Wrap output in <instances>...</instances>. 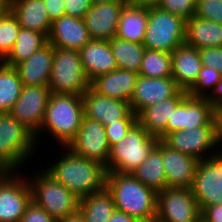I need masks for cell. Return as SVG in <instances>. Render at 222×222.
<instances>
[{"mask_svg":"<svg viewBox=\"0 0 222 222\" xmlns=\"http://www.w3.org/2000/svg\"><path fill=\"white\" fill-rule=\"evenodd\" d=\"M57 162L44 169L79 199L102 190L106 185V168L101 162L80 157L65 147Z\"/></svg>","mask_w":222,"mask_h":222,"instance_id":"1","label":"cell"},{"mask_svg":"<svg viewBox=\"0 0 222 222\" xmlns=\"http://www.w3.org/2000/svg\"><path fill=\"white\" fill-rule=\"evenodd\" d=\"M105 187L113 197L116 210L139 221L155 219L157 193L132 174L107 172Z\"/></svg>","mask_w":222,"mask_h":222,"instance_id":"2","label":"cell"},{"mask_svg":"<svg viewBox=\"0 0 222 222\" xmlns=\"http://www.w3.org/2000/svg\"><path fill=\"white\" fill-rule=\"evenodd\" d=\"M83 117L82 96L51 93L41 129L35 135L37 146L40 135L48 131L62 147H67L76 136Z\"/></svg>","mask_w":222,"mask_h":222,"instance_id":"3","label":"cell"},{"mask_svg":"<svg viewBox=\"0 0 222 222\" xmlns=\"http://www.w3.org/2000/svg\"><path fill=\"white\" fill-rule=\"evenodd\" d=\"M36 144L30 130L10 113H0V172H17L34 154Z\"/></svg>","mask_w":222,"mask_h":222,"instance_id":"4","label":"cell"},{"mask_svg":"<svg viewBox=\"0 0 222 222\" xmlns=\"http://www.w3.org/2000/svg\"><path fill=\"white\" fill-rule=\"evenodd\" d=\"M158 141L159 138L149 134L137 121L120 142L110 146L106 171L131 174L145 161Z\"/></svg>","mask_w":222,"mask_h":222,"instance_id":"5","label":"cell"},{"mask_svg":"<svg viewBox=\"0 0 222 222\" xmlns=\"http://www.w3.org/2000/svg\"><path fill=\"white\" fill-rule=\"evenodd\" d=\"M27 178L32 191V201L57 221L78 212L79 198L56 181L44 169ZM37 174V175H36ZM32 180V181H31Z\"/></svg>","mask_w":222,"mask_h":222,"instance_id":"6","label":"cell"},{"mask_svg":"<svg viewBox=\"0 0 222 222\" xmlns=\"http://www.w3.org/2000/svg\"><path fill=\"white\" fill-rule=\"evenodd\" d=\"M48 87L51 93L82 96L90 87L79 51L54 48Z\"/></svg>","mask_w":222,"mask_h":222,"instance_id":"7","label":"cell"},{"mask_svg":"<svg viewBox=\"0 0 222 222\" xmlns=\"http://www.w3.org/2000/svg\"><path fill=\"white\" fill-rule=\"evenodd\" d=\"M186 21L162 10L158 6L149 7L147 28L143 45L146 49L172 53L184 44Z\"/></svg>","mask_w":222,"mask_h":222,"instance_id":"8","label":"cell"},{"mask_svg":"<svg viewBox=\"0 0 222 222\" xmlns=\"http://www.w3.org/2000/svg\"><path fill=\"white\" fill-rule=\"evenodd\" d=\"M159 222H201V209L190 188H165L157 193Z\"/></svg>","mask_w":222,"mask_h":222,"instance_id":"9","label":"cell"},{"mask_svg":"<svg viewBox=\"0 0 222 222\" xmlns=\"http://www.w3.org/2000/svg\"><path fill=\"white\" fill-rule=\"evenodd\" d=\"M19 175V172H0V222H20L32 201L28 179Z\"/></svg>","mask_w":222,"mask_h":222,"instance_id":"10","label":"cell"},{"mask_svg":"<svg viewBox=\"0 0 222 222\" xmlns=\"http://www.w3.org/2000/svg\"><path fill=\"white\" fill-rule=\"evenodd\" d=\"M191 190L201 211L222 204V154L199 161Z\"/></svg>","mask_w":222,"mask_h":222,"instance_id":"11","label":"cell"},{"mask_svg":"<svg viewBox=\"0 0 222 222\" xmlns=\"http://www.w3.org/2000/svg\"><path fill=\"white\" fill-rule=\"evenodd\" d=\"M67 148L80 157L96 160L106 165L110 145L105 133V126L101 122L84 116L76 136Z\"/></svg>","mask_w":222,"mask_h":222,"instance_id":"12","label":"cell"},{"mask_svg":"<svg viewBox=\"0 0 222 222\" xmlns=\"http://www.w3.org/2000/svg\"><path fill=\"white\" fill-rule=\"evenodd\" d=\"M50 94L48 86H23L10 114L36 135L41 129Z\"/></svg>","mask_w":222,"mask_h":222,"instance_id":"13","label":"cell"},{"mask_svg":"<svg viewBox=\"0 0 222 222\" xmlns=\"http://www.w3.org/2000/svg\"><path fill=\"white\" fill-rule=\"evenodd\" d=\"M204 125H214L213 107L205 97L187 95L167 120L166 130L158 137L163 140L178 130H189Z\"/></svg>","mask_w":222,"mask_h":222,"instance_id":"14","label":"cell"},{"mask_svg":"<svg viewBox=\"0 0 222 222\" xmlns=\"http://www.w3.org/2000/svg\"><path fill=\"white\" fill-rule=\"evenodd\" d=\"M162 141L170 148L191 155L199 161L219 154V151L211 152L212 149H218L215 143L214 125L178 130L168 134Z\"/></svg>","mask_w":222,"mask_h":222,"instance_id":"15","label":"cell"},{"mask_svg":"<svg viewBox=\"0 0 222 222\" xmlns=\"http://www.w3.org/2000/svg\"><path fill=\"white\" fill-rule=\"evenodd\" d=\"M126 0L93 4L84 17L91 40H111L116 36Z\"/></svg>","mask_w":222,"mask_h":222,"instance_id":"16","label":"cell"},{"mask_svg":"<svg viewBox=\"0 0 222 222\" xmlns=\"http://www.w3.org/2000/svg\"><path fill=\"white\" fill-rule=\"evenodd\" d=\"M179 90L172 77L150 78L139 75L129 103L131 111L138 115L144 108L172 98Z\"/></svg>","mask_w":222,"mask_h":222,"instance_id":"17","label":"cell"},{"mask_svg":"<svg viewBox=\"0 0 222 222\" xmlns=\"http://www.w3.org/2000/svg\"><path fill=\"white\" fill-rule=\"evenodd\" d=\"M199 160L181 153L163 142V167L166 176V188H192Z\"/></svg>","mask_w":222,"mask_h":222,"instance_id":"18","label":"cell"},{"mask_svg":"<svg viewBox=\"0 0 222 222\" xmlns=\"http://www.w3.org/2000/svg\"><path fill=\"white\" fill-rule=\"evenodd\" d=\"M91 40L84 18L61 16L51 24L48 42L54 48L79 51Z\"/></svg>","mask_w":222,"mask_h":222,"instance_id":"19","label":"cell"},{"mask_svg":"<svg viewBox=\"0 0 222 222\" xmlns=\"http://www.w3.org/2000/svg\"><path fill=\"white\" fill-rule=\"evenodd\" d=\"M82 99L84 116L104 126L123 119L131 111L128 102L98 94L91 87L85 91Z\"/></svg>","mask_w":222,"mask_h":222,"instance_id":"20","label":"cell"},{"mask_svg":"<svg viewBox=\"0 0 222 222\" xmlns=\"http://www.w3.org/2000/svg\"><path fill=\"white\" fill-rule=\"evenodd\" d=\"M172 78L180 90L188 91L202 69L199 49L182 44L171 53Z\"/></svg>","mask_w":222,"mask_h":222,"instance_id":"21","label":"cell"},{"mask_svg":"<svg viewBox=\"0 0 222 222\" xmlns=\"http://www.w3.org/2000/svg\"><path fill=\"white\" fill-rule=\"evenodd\" d=\"M54 47L48 42L15 69L23 86H48L53 64Z\"/></svg>","mask_w":222,"mask_h":222,"instance_id":"22","label":"cell"},{"mask_svg":"<svg viewBox=\"0 0 222 222\" xmlns=\"http://www.w3.org/2000/svg\"><path fill=\"white\" fill-rule=\"evenodd\" d=\"M79 53L84 72L90 82L97 76L108 74L118 68L110 40H90Z\"/></svg>","mask_w":222,"mask_h":222,"instance_id":"23","label":"cell"},{"mask_svg":"<svg viewBox=\"0 0 222 222\" xmlns=\"http://www.w3.org/2000/svg\"><path fill=\"white\" fill-rule=\"evenodd\" d=\"M139 74L117 68L108 74L97 76L90 87L98 94L130 103Z\"/></svg>","mask_w":222,"mask_h":222,"instance_id":"24","label":"cell"},{"mask_svg":"<svg viewBox=\"0 0 222 222\" xmlns=\"http://www.w3.org/2000/svg\"><path fill=\"white\" fill-rule=\"evenodd\" d=\"M187 95L186 91L179 90L172 98L144 108L137 115V121L149 134L158 138L166 130L167 120Z\"/></svg>","mask_w":222,"mask_h":222,"instance_id":"25","label":"cell"},{"mask_svg":"<svg viewBox=\"0 0 222 222\" xmlns=\"http://www.w3.org/2000/svg\"><path fill=\"white\" fill-rule=\"evenodd\" d=\"M10 11L21 27L39 31L48 37L52 22L44 0H10Z\"/></svg>","mask_w":222,"mask_h":222,"instance_id":"26","label":"cell"},{"mask_svg":"<svg viewBox=\"0 0 222 222\" xmlns=\"http://www.w3.org/2000/svg\"><path fill=\"white\" fill-rule=\"evenodd\" d=\"M184 43L197 49L222 47V24L194 15L186 20Z\"/></svg>","mask_w":222,"mask_h":222,"instance_id":"27","label":"cell"},{"mask_svg":"<svg viewBox=\"0 0 222 222\" xmlns=\"http://www.w3.org/2000/svg\"><path fill=\"white\" fill-rule=\"evenodd\" d=\"M149 7L126 4L121 11L116 36L119 39L143 44Z\"/></svg>","mask_w":222,"mask_h":222,"instance_id":"28","label":"cell"},{"mask_svg":"<svg viewBox=\"0 0 222 222\" xmlns=\"http://www.w3.org/2000/svg\"><path fill=\"white\" fill-rule=\"evenodd\" d=\"M131 174L156 193L161 192L166 188L162 140L158 141L157 145L152 149L145 161Z\"/></svg>","mask_w":222,"mask_h":222,"instance_id":"29","label":"cell"},{"mask_svg":"<svg viewBox=\"0 0 222 222\" xmlns=\"http://www.w3.org/2000/svg\"><path fill=\"white\" fill-rule=\"evenodd\" d=\"M115 210L113 197L106 187L79 199L78 212L85 222H107Z\"/></svg>","mask_w":222,"mask_h":222,"instance_id":"30","label":"cell"},{"mask_svg":"<svg viewBox=\"0 0 222 222\" xmlns=\"http://www.w3.org/2000/svg\"><path fill=\"white\" fill-rule=\"evenodd\" d=\"M48 43V37L39 31L21 27L15 45L3 62L15 67Z\"/></svg>","mask_w":222,"mask_h":222,"instance_id":"31","label":"cell"},{"mask_svg":"<svg viewBox=\"0 0 222 222\" xmlns=\"http://www.w3.org/2000/svg\"><path fill=\"white\" fill-rule=\"evenodd\" d=\"M111 50L117 67L139 74L144 56L145 46L113 37L110 40Z\"/></svg>","mask_w":222,"mask_h":222,"instance_id":"32","label":"cell"},{"mask_svg":"<svg viewBox=\"0 0 222 222\" xmlns=\"http://www.w3.org/2000/svg\"><path fill=\"white\" fill-rule=\"evenodd\" d=\"M22 88L23 83L15 67L0 61V113H10Z\"/></svg>","mask_w":222,"mask_h":222,"instance_id":"33","label":"cell"},{"mask_svg":"<svg viewBox=\"0 0 222 222\" xmlns=\"http://www.w3.org/2000/svg\"><path fill=\"white\" fill-rule=\"evenodd\" d=\"M139 75L150 78L172 77L171 53L145 49Z\"/></svg>","mask_w":222,"mask_h":222,"instance_id":"34","label":"cell"},{"mask_svg":"<svg viewBox=\"0 0 222 222\" xmlns=\"http://www.w3.org/2000/svg\"><path fill=\"white\" fill-rule=\"evenodd\" d=\"M20 28L17 18L10 10L0 17V61L12 51Z\"/></svg>","mask_w":222,"mask_h":222,"instance_id":"35","label":"cell"},{"mask_svg":"<svg viewBox=\"0 0 222 222\" xmlns=\"http://www.w3.org/2000/svg\"><path fill=\"white\" fill-rule=\"evenodd\" d=\"M221 77L222 74L219 71L202 66L195 84L187 91V93L193 97L207 98L210 94V89L211 92L214 90Z\"/></svg>","mask_w":222,"mask_h":222,"instance_id":"36","label":"cell"},{"mask_svg":"<svg viewBox=\"0 0 222 222\" xmlns=\"http://www.w3.org/2000/svg\"><path fill=\"white\" fill-rule=\"evenodd\" d=\"M137 122V115L130 111L123 119L105 125V133L110 146L120 142Z\"/></svg>","mask_w":222,"mask_h":222,"instance_id":"37","label":"cell"},{"mask_svg":"<svg viewBox=\"0 0 222 222\" xmlns=\"http://www.w3.org/2000/svg\"><path fill=\"white\" fill-rule=\"evenodd\" d=\"M197 0H161L158 7L185 21L195 15Z\"/></svg>","mask_w":222,"mask_h":222,"instance_id":"38","label":"cell"},{"mask_svg":"<svg viewBox=\"0 0 222 222\" xmlns=\"http://www.w3.org/2000/svg\"><path fill=\"white\" fill-rule=\"evenodd\" d=\"M195 16L222 24V0H197Z\"/></svg>","mask_w":222,"mask_h":222,"instance_id":"39","label":"cell"},{"mask_svg":"<svg viewBox=\"0 0 222 222\" xmlns=\"http://www.w3.org/2000/svg\"><path fill=\"white\" fill-rule=\"evenodd\" d=\"M202 65L213 68L222 74V47H207L199 49Z\"/></svg>","mask_w":222,"mask_h":222,"instance_id":"40","label":"cell"},{"mask_svg":"<svg viewBox=\"0 0 222 222\" xmlns=\"http://www.w3.org/2000/svg\"><path fill=\"white\" fill-rule=\"evenodd\" d=\"M20 222H58L33 201L26 207Z\"/></svg>","mask_w":222,"mask_h":222,"instance_id":"41","label":"cell"},{"mask_svg":"<svg viewBox=\"0 0 222 222\" xmlns=\"http://www.w3.org/2000/svg\"><path fill=\"white\" fill-rule=\"evenodd\" d=\"M92 5L91 0H64L65 15L84 18Z\"/></svg>","mask_w":222,"mask_h":222,"instance_id":"42","label":"cell"},{"mask_svg":"<svg viewBox=\"0 0 222 222\" xmlns=\"http://www.w3.org/2000/svg\"><path fill=\"white\" fill-rule=\"evenodd\" d=\"M51 22L65 15L64 0H44Z\"/></svg>","mask_w":222,"mask_h":222,"instance_id":"43","label":"cell"},{"mask_svg":"<svg viewBox=\"0 0 222 222\" xmlns=\"http://www.w3.org/2000/svg\"><path fill=\"white\" fill-rule=\"evenodd\" d=\"M201 222H222V204L205 207L201 211Z\"/></svg>","mask_w":222,"mask_h":222,"instance_id":"44","label":"cell"},{"mask_svg":"<svg viewBox=\"0 0 222 222\" xmlns=\"http://www.w3.org/2000/svg\"><path fill=\"white\" fill-rule=\"evenodd\" d=\"M213 122L216 146H220L222 142V107L213 108ZM219 154H222V150H219Z\"/></svg>","mask_w":222,"mask_h":222,"instance_id":"45","label":"cell"},{"mask_svg":"<svg viewBox=\"0 0 222 222\" xmlns=\"http://www.w3.org/2000/svg\"><path fill=\"white\" fill-rule=\"evenodd\" d=\"M207 100L213 108L222 107V77L214 90L207 96Z\"/></svg>","mask_w":222,"mask_h":222,"instance_id":"46","label":"cell"},{"mask_svg":"<svg viewBox=\"0 0 222 222\" xmlns=\"http://www.w3.org/2000/svg\"><path fill=\"white\" fill-rule=\"evenodd\" d=\"M107 222H140L138 219L127 215L121 211L115 210Z\"/></svg>","mask_w":222,"mask_h":222,"instance_id":"47","label":"cell"},{"mask_svg":"<svg viewBox=\"0 0 222 222\" xmlns=\"http://www.w3.org/2000/svg\"><path fill=\"white\" fill-rule=\"evenodd\" d=\"M127 4L141 7L158 6L161 0H126Z\"/></svg>","mask_w":222,"mask_h":222,"instance_id":"48","label":"cell"},{"mask_svg":"<svg viewBox=\"0 0 222 222\" xmlns=\"http://www.w3.org/2000/svg\"><path fill=\"white\" fill-rule=\"evenodd\" d=\"M58 222H85V220L83 219L81 214L77 212L76 214L68 216L67 218L60 220Z\"/></svg>","mask_w":222,"mask_h":222,"instance_id":"49","label":"cell"},{"mask_svg":"<svg viewBox=\"0 0 222 222\" xmlns=\"http://www.w3.org/2000/svg\"><path fill=\"white\" fill-rule=\"evenodd\" d=\"M10 10V0H0V17Z\"/></svg>","mask_w":222,"mask_h":222,"instance_id":"50","label":"cell"},{"mask_svg":"<svg viewBox=\"0 0 222 222\" xmlns=\"http://www.w3.org/2000/svg\"><path fill=\"white\" fill-rule=\"evenodd\" d=\"M113 1H118V0H91L92 4H98V3H109Z\"/></svg>","mask_w":222,"mask_h":222,"instance_id":"51","label":"cell"},{"mask_svg":"<svg viewBox=\"0 0 222 222\" xmlns=\"http://www.w3.org/2000/svg\"><path fill=\"white\" fill-rule=\"evenodd\" d=\"M140 222H159V221L154 219V220H151V221H140Z\"/></svg>","mask_w":222,"mask_h":222,"instance_id":"52","label":"cell"}]
</instances>
